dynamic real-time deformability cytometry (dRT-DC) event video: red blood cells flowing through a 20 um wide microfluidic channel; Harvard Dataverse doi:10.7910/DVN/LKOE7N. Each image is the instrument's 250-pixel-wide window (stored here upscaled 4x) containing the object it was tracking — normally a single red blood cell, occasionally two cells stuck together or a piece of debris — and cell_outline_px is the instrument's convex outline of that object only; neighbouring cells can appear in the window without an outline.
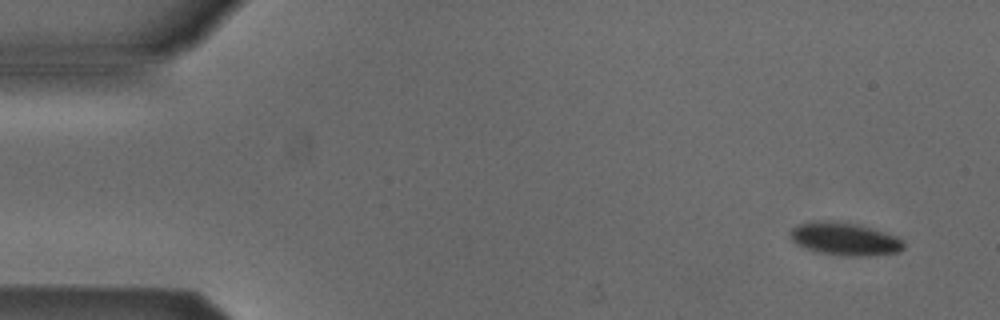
{"species": "Egyptian fruit bat (a non-hibernating species)", "species_latin": "Rousettus aegyptiacus", "temperature_condition": "cold", "stored_images_in_passage": 5, "camera_frame_rate_fps": 3000, "um_per_image_px": 0.085, "animal": {"sex": "male"}, "frame": {"image": 1, "passage_image": 1, "time_ms": 0.0, "image_size_px": [1000, 320], "cell_outline_px": [[904, 248], [900, 252], [868, 256], [844, 256], [816, 252], [804, 248], [796, 244], [792, 240], [788, 232], [796, 224], [812, 220], [836, 220], [856, 224], [872, 228], [896, 236], [904, 240]], "centroid_in_image_um": [71.76, 20.3], "position_along_channel_um": 13.2, "area_um2": 22.25}}
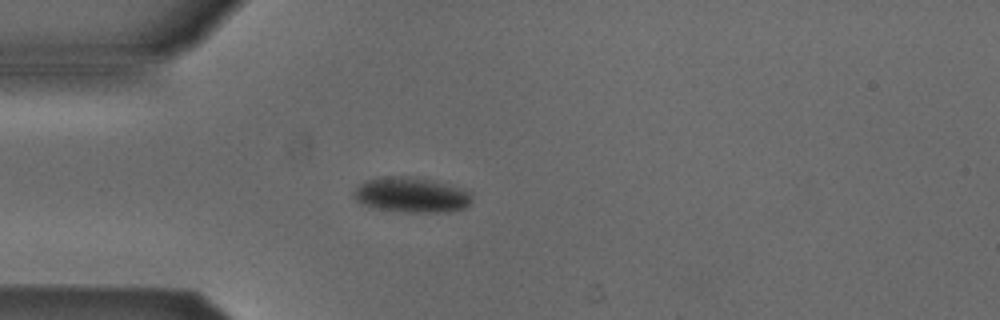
{"frame": {"image": 2, "passage_image": 4, "time_ms": 1.0, "image_size_px": [1000, 320], "cell_outline_px": [[472, 200], [464, 208], [448, 212], [400, 212], [372, 208], [356, 200], [352, 196], [352, 192], [360, 184], [368, 180], [392, 176], [416, 176], [432, 180], [460, 188], [468, 192], [472, 196]], "centroid_in_image_um": [34.94, 16.58], "position_along_channel_um": 50.1, "area_um2": 24.22}}